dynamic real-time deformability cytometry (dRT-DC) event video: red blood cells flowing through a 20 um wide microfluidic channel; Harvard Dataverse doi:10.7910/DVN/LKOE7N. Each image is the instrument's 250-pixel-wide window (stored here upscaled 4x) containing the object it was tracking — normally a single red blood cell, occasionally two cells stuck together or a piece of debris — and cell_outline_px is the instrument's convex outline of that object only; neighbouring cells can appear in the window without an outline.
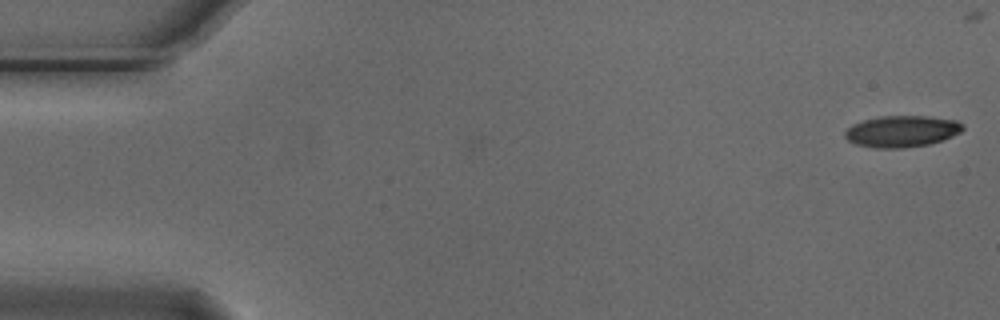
{"species": "Egyptian fruit bat (a non-hibernating species)", "species_latin": "Rousettus aegyptiacus", "temperature_condition": "cold", "stored_images_in_passage": 23, "camera_frame_rate_fps": 3000, "um_per_image_px": 0.085, "animal": {"sex": "male"}, "frame": {"image": 1, "passage_image": 1, "time_ms": 0.0, "image_size_px": [1000, 320], "cell_outline_px": [[964, 128], [960, 132], [952, 136], [928, 144], [904, 148], [876, 148], [856, 144], [848, 140], [844, 136], [844, 132], [852, 124], [864, 120], [884, 116], [928, 116], [956, 120], [964, 124]], "centroid_in_image_um": [76.65, 11.16], "position_along_channel_um": 8.3, "area_um2": 21.5}}
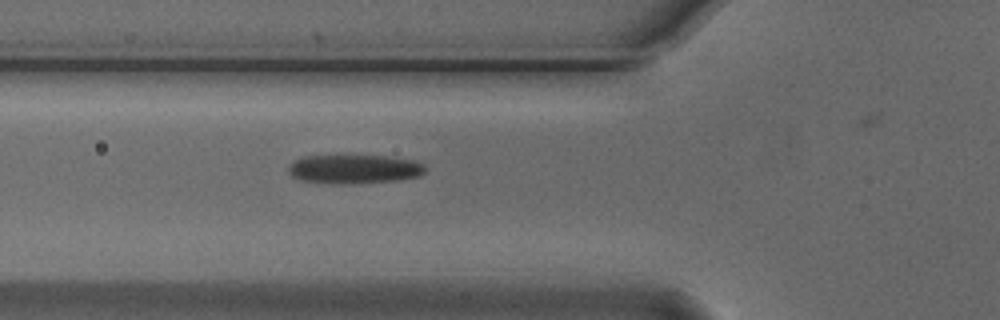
{"frame": {"image": 2, "passage_image": 19, "time_ms": 6.0, "image_size_px": [1000, 320], "cell_outline_px": [[428, 168], [420, 176], [396, 180], [332, 184], [300, 180], [292, 176], [288, 172], [288, 168], [296, 160], [304, 156], [388, 156], [416, 160], [424, 164]], "centroid_in_image_um": [30.15, 14.36], "position_along_channel_um": 95.6, "area_um2": 22.95}}
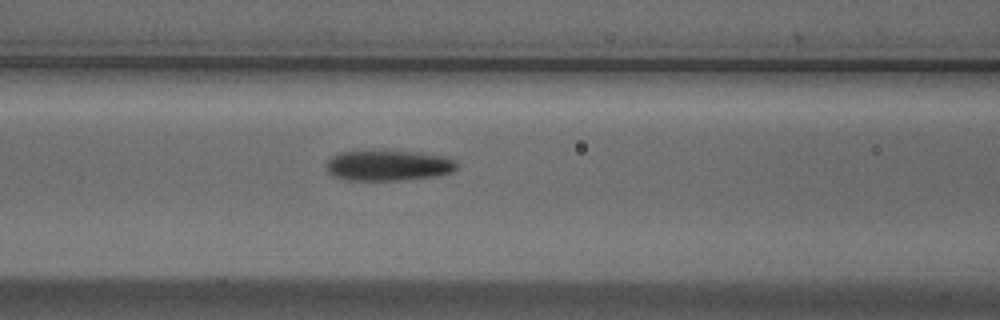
{"frame": {"image": 3, "passage_image": 22, "time_ms": 7.0, "image_size_px": [1000, 320], "cell_outline_px": [[456, 168], [452, 172], [436, 176], [408, 180], [348, 180], [332, 176], [328, 172], [328, 160], [332, 156], [340, 152], [364, 148], [372, 148], [420, 152], [448, 156], [456, 160]], "centroid_in_image_um": [33.01, 14.01], "position_along_channel_um": 133.6, "area_um2": 24.33}}